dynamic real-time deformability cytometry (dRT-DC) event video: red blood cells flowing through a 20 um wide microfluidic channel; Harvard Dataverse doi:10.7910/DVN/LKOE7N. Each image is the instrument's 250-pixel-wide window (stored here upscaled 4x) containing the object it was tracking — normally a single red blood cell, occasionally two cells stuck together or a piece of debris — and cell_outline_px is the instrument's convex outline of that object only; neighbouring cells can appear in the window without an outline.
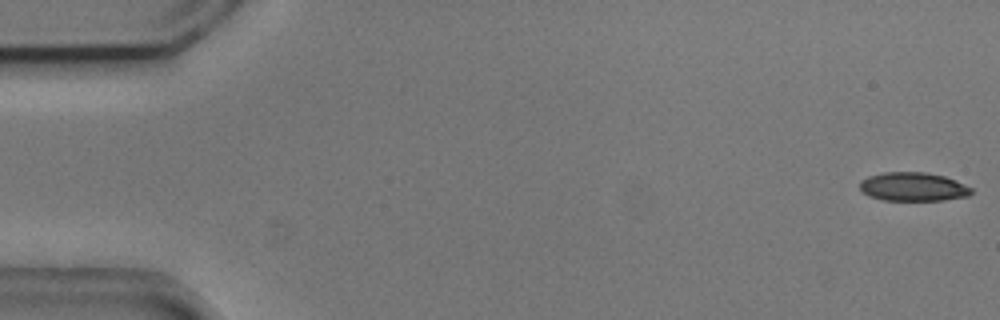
{"species": "common noctule bat (a hibernating species)", "species_latin": "Nyctalus noctula", "temperature_condition": "cold", "stored_images_in_passage": 50, "camera_frame_rate_fps": 3000, "um_per_image_px": 0.085, "animal": {"sex": "male", "body_mass_g": 20.5, "forearm_length_mm": 52.5}, "frame": {"image": 1, "passage_image": 1, "time_ms": 0.0, "image_size_px": [1000, 320], "cell_outline_px": [[972, 192], [968, 196], [944, 200], [884, 200], [868, 196], [860, 188], [860, 180], [868, 176], [884, 172], [924, 172], [944, 176], [956, 180], [972, 188]], "centroid_in_image_um": [77.61, 15.87], "position_along_channel_um": 7.4, "area_um2": 18.67}}
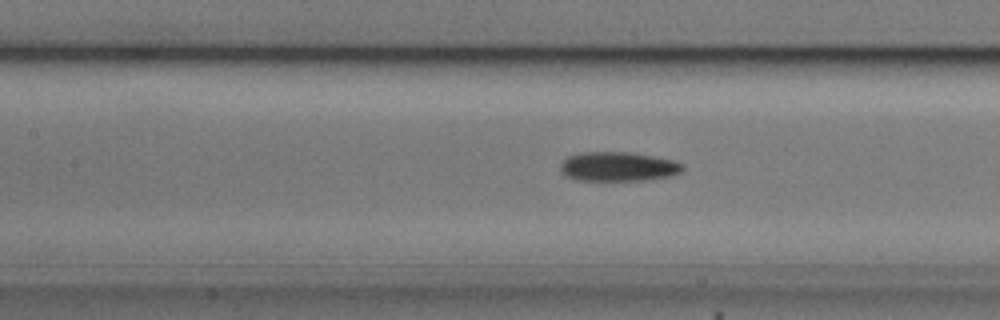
{"frame": {"image": 2, "passage_image": 24, "time_ms": 7.667, "image_size_px": [1000, 320], "cell_outline_px": [[684, 168], [680, 172], [668, 176], [644, 180], [580, 180], [568, 176], [560, 168], [560, 164], [568, 156], [580, 152], [628, 152], [676, 160], [684, 164]], "centroid_in_image_um": [52.57, 14.14], "position_along_channel_um": 154.8, "area_um2": 20.69}}
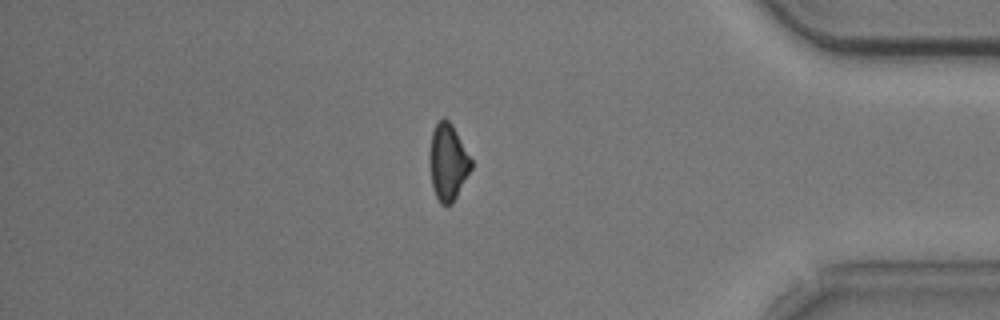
{"frame": {"image": 3, "passage_image": 46, "time_ms": 15.0, "image_size_px": [1000, 320], "cell_outline_px": [[472, 168], [452, 204], [448, 208], [440, 204], [432, 188], [428, 164], [428, 152], [432, 132], [436, 124], [444, 116], [452, 124], [472, 160]], "centroid_in_image_um": [38.04, 13.81], "position_along_channel_um": 397.2, "area_um2": 18.96}, "authors_computed_cell_mechanics": {"area_um2": 20.1144, "velocity_mm_per_s": 3.7306, "shape_relaxation_time_tau1_ms": 3.2877, "shape_relaxation_time_tau2_ms": 5.1164, "deformation_change_tau1": 0.133, "deformation_change_tau2": 0.1297}}